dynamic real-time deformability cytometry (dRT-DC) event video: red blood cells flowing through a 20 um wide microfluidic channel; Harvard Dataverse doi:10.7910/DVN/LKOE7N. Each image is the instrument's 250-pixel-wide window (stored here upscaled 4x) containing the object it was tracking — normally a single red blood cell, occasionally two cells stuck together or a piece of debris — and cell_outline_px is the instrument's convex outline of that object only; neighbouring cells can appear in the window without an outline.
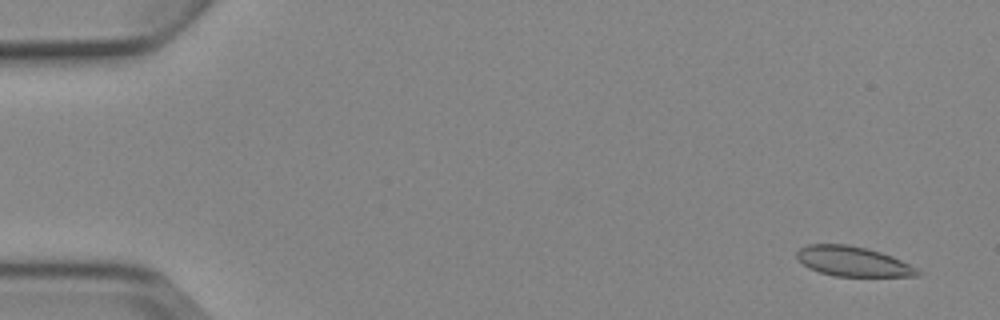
{"species": "Egyptian fruit bat (a non-hibernating species)", "species_latin": "Rousettus aegyptiacus", "temperature_condition": "cold", "stored_images_in_passage": 6, "camera_frame_rate_fps": 3000, "um_per_image_px": 0.085, "animal": {"sex": "female"}, "frame": {"image": 1, "passage_image": 1, "time_ms": 0.0, "image_size_px": [1000, 320], "cell_outline_px": [[920, 276], [836, 276], [820, 272], [808, 268], [796, 256], [796, 252], [800, 248], [808, 244], [848, 244], [868, 248], [892, 256], [916, 268], [920, 272]], "centroid_in_image_um": [72.48, 22.21], "position_along_channel_um": 12.5, "area_um2": 20.87}}
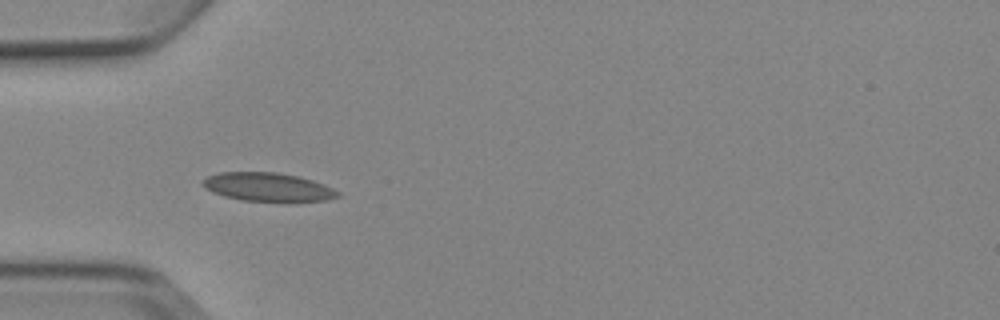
{"frame": {"image": 2, "passage_image": 5, "time_ms": 4.667, "image_size_px": [1000, 320], "cell_outline_px": [[340, 196], [328, 200], [240, 200], [224, 196], [212, 192], [204, 188], [200, 184], [208, 176], [220, 172], [276, 172], [296, 176], [312, 180], [324, 184], [340, 192]], "centroid_in_image_um": [22.73, 15.88], "position_along_channel_um": 62.3, "area_um2": 22.08}}
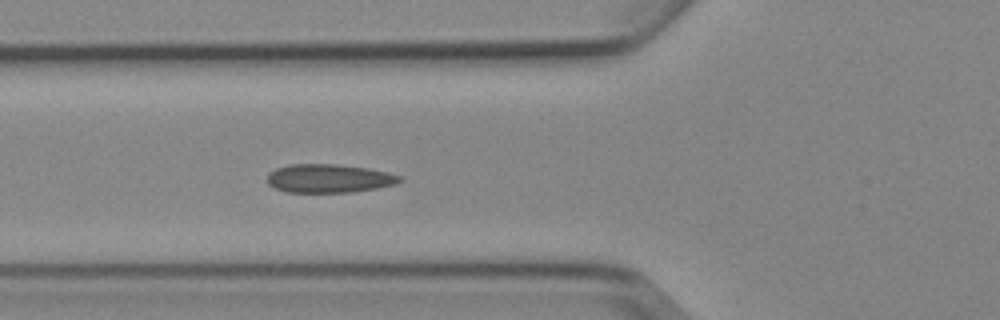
{"frame": {"image": 3, "passage_image": 6, "time_ms": 5.667, "image_size_px": [1000, 320], "cell_outline_px": [[404, 180], [396, 184], [376, 188], [352, 192], [288, 192], [276, 188], [268, 184], [268, 172], [276, 168], [288, 164], [336, 164], [368, 168], [388, 172], [400, 176]], "centroid_in_image_um": [27.97, 15.16], "position_along_channel_um": 97.8, "area_um2": 22.08}}